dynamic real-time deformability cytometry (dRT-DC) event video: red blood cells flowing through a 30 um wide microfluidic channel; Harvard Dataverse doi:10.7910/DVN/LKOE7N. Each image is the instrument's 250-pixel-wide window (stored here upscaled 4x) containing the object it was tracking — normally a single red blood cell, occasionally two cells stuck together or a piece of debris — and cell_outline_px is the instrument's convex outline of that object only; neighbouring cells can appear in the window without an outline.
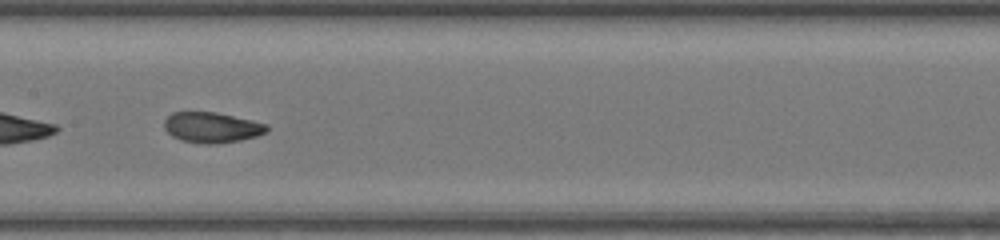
{"species": "common noctule bat (a hibernating species)", "species_latin": "Nyctalus noctula", "temperature_condition": "warm", "stored_images_in_passage": 43, "camera_frame_rate_fps": 3000, "um_per_image_px": 0.085, "animal": {"sex": "female", "body_mass_g": 17.0, "forearm_length_mm": 48.0}, "frame": {"image": 1, "passage_image": 25, "time_ms": 8.0, "image_size_px": [1000, 240], "cell_outline_px": [[268, 132], [256, 136], [240, 140], [216, 144], [204, 144], [180, 140], [172, 136], [164, 128], [164, 120], [172, 112], [216, 112], [252, 120], [268, 124]], "centroid_in_image_um": [18.01, 10.83], "position_along_channel_um": 189.4, "area_um2": 18.32}}